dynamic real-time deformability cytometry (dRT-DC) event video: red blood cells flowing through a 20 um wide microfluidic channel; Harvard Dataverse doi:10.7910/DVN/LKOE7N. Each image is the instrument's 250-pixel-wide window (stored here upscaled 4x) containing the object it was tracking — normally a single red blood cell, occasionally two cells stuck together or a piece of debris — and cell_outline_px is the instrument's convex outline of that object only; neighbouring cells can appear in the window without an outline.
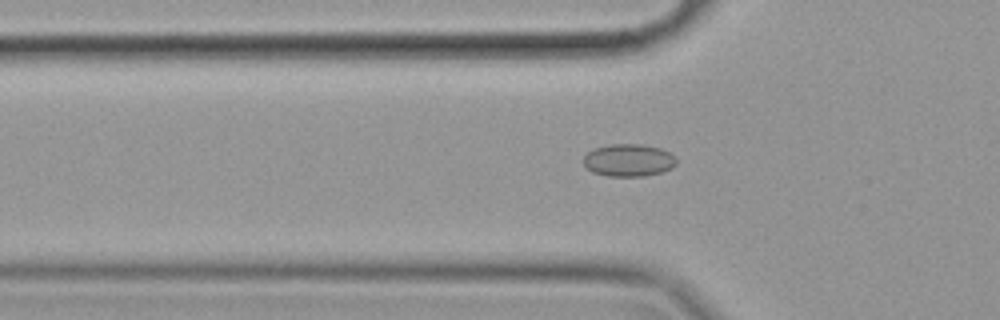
{"species": "common noctule bat (a hibernating species)", "species_latin": "Nyctalus noctula", "temperature_condition": "cold", "stored_images_in_passage": 51, "camera_frame_rate_fps": 3000, "um_per_image_px": 0.085, "animal": {"sex": "female", "body_mass_g": 19.9}, "frame": {"image": 1, "passage_image": 19, "time_ms": 6.0, "image_size_px": [1000, 320], "cell_outline_px": [[676, 164], [672, 168], [660, 172], [644, 176], [608, 176], [592, 172], [584, 164], [584, 156], [588, 152], [596, 148], [608, 144], [640, 144], [660, 148], [668, 152], [676, 160]], "centroid_in_image_um": [53.42, 13.62], "position_along_channel_um": 72.4, "area_um2": 17.4}}
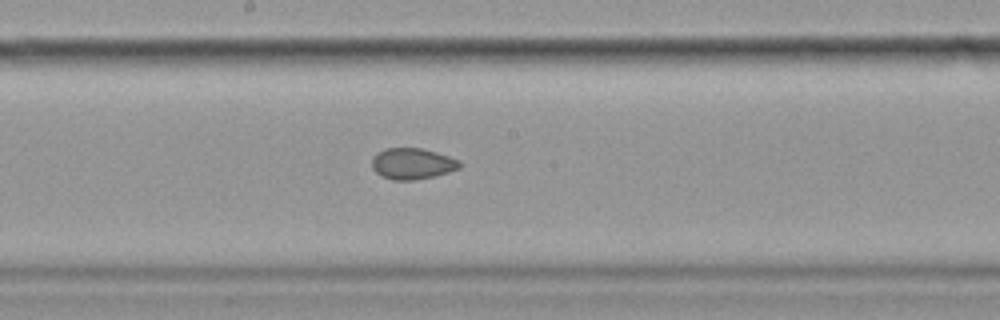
{"frame": {"image": 2, "passage_image": 31, "time_ms": 10.0, "image_size_px": [1000, 320], "cell_outline_px": [[460, 168], [448, 172], [432, 176], [412, 180], [392, 180], [380, 176], [372, 168], [372, 156], [388, 148], [420, 148], [436, 152], [460, 160]], "centroid_in_image_um": [35.03, 13.91], "position_along_channel_um": 213.2, "area_um2": 15.78}}
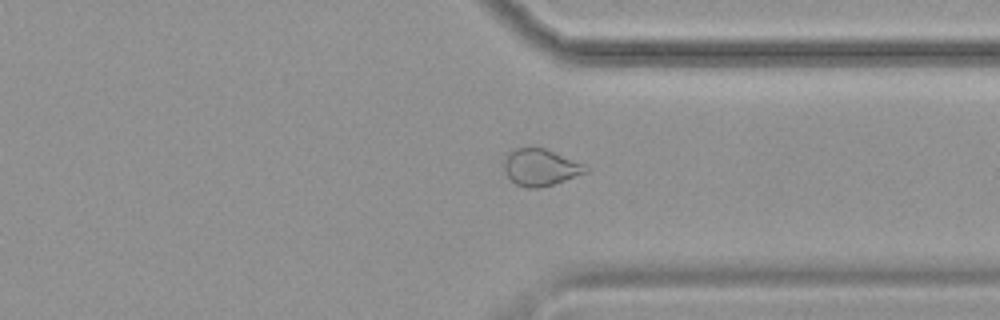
{"frame": {"image": 3, "passage_image": 44, "time_ms": 14.333, "image_size_px": [1000, 320], "cell_outline_px": [[588, 172], [540, 188], [528, 188], [516, 184], [508, 176], [504, 168], [504, 160], [508, 152], [516, 148], [544, 148], [584, 164], [588, 168]], "centroid_in_image_um": [45.93, 14.22], "position_along_channel_um": 365.5, "area_um2": 17.22}}